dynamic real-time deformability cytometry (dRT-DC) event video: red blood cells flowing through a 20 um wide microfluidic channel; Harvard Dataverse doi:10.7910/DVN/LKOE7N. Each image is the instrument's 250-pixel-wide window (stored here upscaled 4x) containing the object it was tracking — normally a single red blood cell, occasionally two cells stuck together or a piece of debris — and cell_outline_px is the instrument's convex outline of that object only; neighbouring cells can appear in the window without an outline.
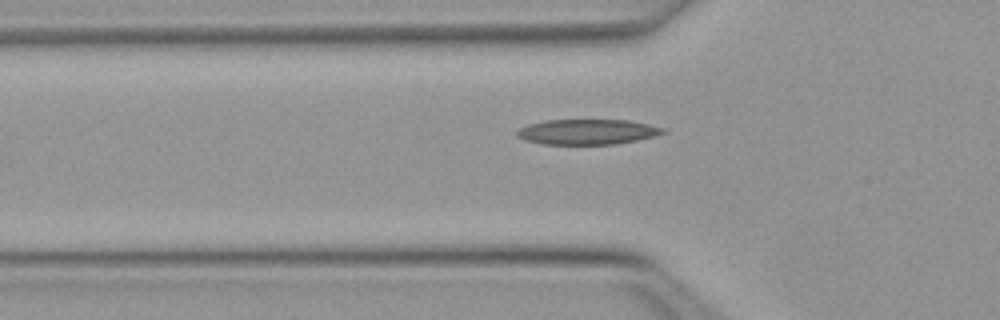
{"species": "Egyptian fruit bat (a non-hibernating species)", "species_latin": "Rousettus aegyptiacus", "temperature_condition": "warm", "stored_images_in_passage": 39, "camera_frame_rate_fps": 3000, "um_per_image_px": 0.085, "animal": {"sex": "female"}, "frame": {"image": 1, "passage_image": 5, "time_ms": 1.333, "image_size_px": [1000, 320], "cell_outline_px": [[668, 132], [656, 136], [616, 144], [540, 144], [524, 140], [516, 136], [516, 132], [520, 128], [528, 124], [544, 120], [628, 120], [648, 124], [664, 128]], "centroid_in_image_um": [49.92, 11.21], "position_along_channel_um": 75.9, "area_um2": 21.62}}
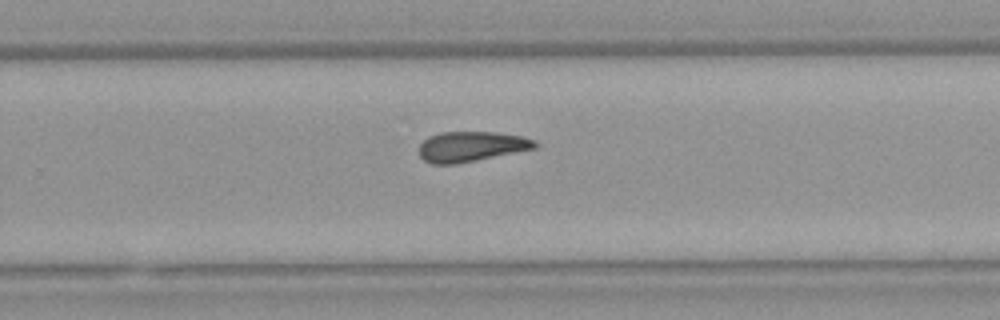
{"frame": {"image": 2, "passage_image": 21, "time_ms": 6.667, "image_size_px": [1000, 320], "cell_outline_px": [[540, 144], [536, 148], [456, 164], [432, 164], [424, 160], [420, 156], [420, 144], [428, 136], [440, 132], [496, 132], [520, 136], [536, 140]], "centroid_in_image_um": [40.06, 12.45], "position_along_channel_um": 289.7, "area_um2": 20.35}}
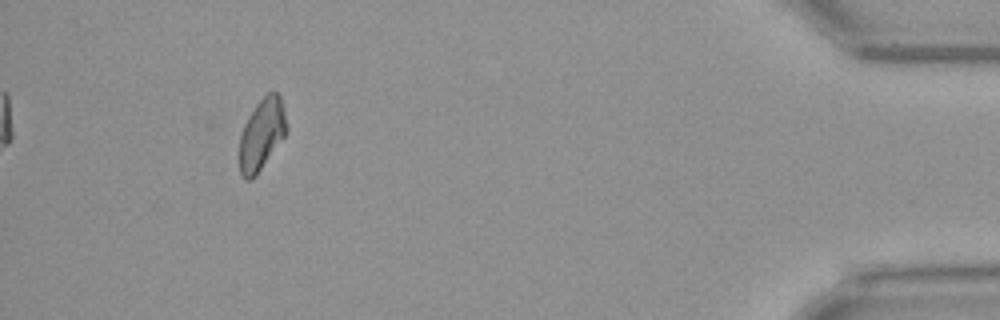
{"frame": {"image": 3, "passage_image": 35, "time_ms": 11.333, "image_size_px": [1000, 320], "cell_outline_px": [[288, 128], [284, 136], [256, 176], [252, 180], [244, 180], [240, 172], [240, 136], [244, 124], [248, 116], [256, 104], [268, 92], [276, 92], [280, 96], [284, 108]], "centroid_in_image_um": [22.25, 11.42], "position_along_channel_um": 413.0, "area_um2": 19.54}, "authors_computed_cell_mechanics": {"area_um2": 20.4612, "velocity_mm_per_s": 4.017, "shape_relaxation_time_tau1_ms": null, "shape_relaxation_time_tau2_ms": 8.4471, "deformation_change_tau1": null, "deformation_change_tau2": 0.1904}}